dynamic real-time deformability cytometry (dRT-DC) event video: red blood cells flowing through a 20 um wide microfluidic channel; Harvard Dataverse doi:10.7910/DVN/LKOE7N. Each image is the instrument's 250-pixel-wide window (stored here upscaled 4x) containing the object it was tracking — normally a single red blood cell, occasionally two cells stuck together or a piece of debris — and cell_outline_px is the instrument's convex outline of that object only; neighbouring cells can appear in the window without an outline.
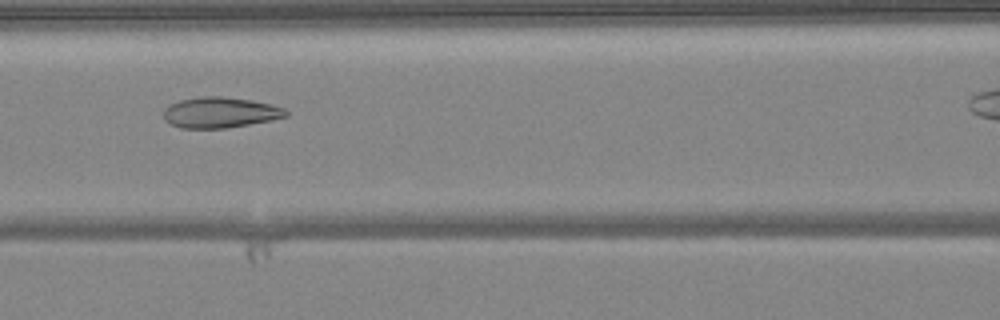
{"species": "common noctule bat (a hibernating species)", "species_latin": "Nyctalus noctula", "temperature_condition": "warm", "stored_images_in_passage": 39, "camera_frame_rate_fps": 3000, "um_per_image_px": 0.085, "animal": {"sex": "female", "body_mass_g": 24.6, "forearm_length_mm": 56.2}, "frame": {"image": 1, "passage_image": 20, "time_ms": 6.333, "image_size_px": [1000, 320], "cell_outline_px": [[288, 116], [272, 120], [224, 128], [180, 128], [164, 120], [164, 108], [168, 104], [180, 100], [204, 96], [220, 96], [252, 100], [272, 104], [284, 108], [288, 112]], "centroid_in_image_um": [18.71, 9.55], "position_along_channel_um": 147.9, "area_um2": 21.91}}
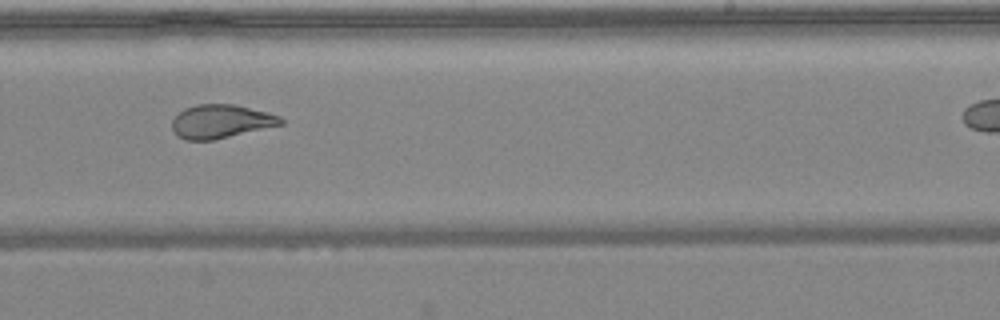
{"frame": {"image": 2, "passage_image": 29, "time_ms": 9.333, "image_size_px": [1000, 320], "cell_outline_px": [[284, 124], [216, 140], [184, 140], [176, 136], [172, 132], [172, 120], [184, 108], [196, 104], [232, 104], [268, 112], [280, 116], [284, 120]], "centroid_in_image_um": [18.77, 10.33], "position_along_channel_um": 270.2, "area_um2": 21.56}}
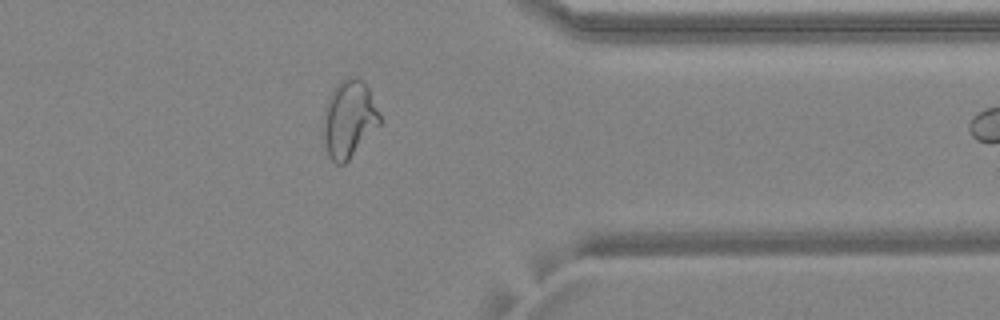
{"frame": {"image": 3, "passage_image": 38, "time_ms": 12.333, "image_size_px": [1000, 320], "cell_outline_px": [[380, 124], [348, 160], [344, 164], [336, 164], [328, 156], [324, 140], [324, 108], [336, 84], [340, 80], [348, 76], [364, 80], [368, 88], [380, 116]], "centroid_in_image_um": [29.65, 10.1], "position_along_channel_um": 381.7, "area_um2": 25.03}}